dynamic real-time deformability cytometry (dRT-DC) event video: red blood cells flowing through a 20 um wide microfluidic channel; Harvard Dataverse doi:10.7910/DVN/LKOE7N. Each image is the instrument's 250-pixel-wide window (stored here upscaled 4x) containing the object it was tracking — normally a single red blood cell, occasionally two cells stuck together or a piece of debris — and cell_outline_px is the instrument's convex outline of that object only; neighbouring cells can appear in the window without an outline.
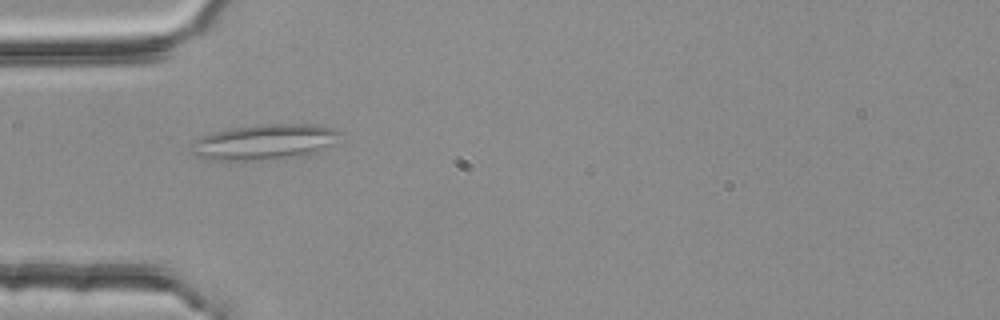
{"species": "common noctule bat (a hibernating species)", "species_latin": "Nyctalus noctula", "temperature_condition": "room temperature", "stored_images_in_passage": 4, "camera_frame_rate_fps": 3000, "um_per_image_px": 0.085, "animal": {"sex": "female", "body_mass_g": 25.1}, "frame": {"image": 1, "passage_image": 4, "time_ms": 1.0, "image_size_px": [1000, 320], "cell_outline_px": [[344, 132], [332, 144], [316, 152], [304, 156], [248, 160], [212, 160], [196, 156], [192, 152], [196, 140], [212, 132], [232, 128], [260, 124], [316, 124], [336, 128]], "centroid_in_image_um": [22.57, 12.05], "position_along_channel_um": 62.4, "area_um2": 30.58}}